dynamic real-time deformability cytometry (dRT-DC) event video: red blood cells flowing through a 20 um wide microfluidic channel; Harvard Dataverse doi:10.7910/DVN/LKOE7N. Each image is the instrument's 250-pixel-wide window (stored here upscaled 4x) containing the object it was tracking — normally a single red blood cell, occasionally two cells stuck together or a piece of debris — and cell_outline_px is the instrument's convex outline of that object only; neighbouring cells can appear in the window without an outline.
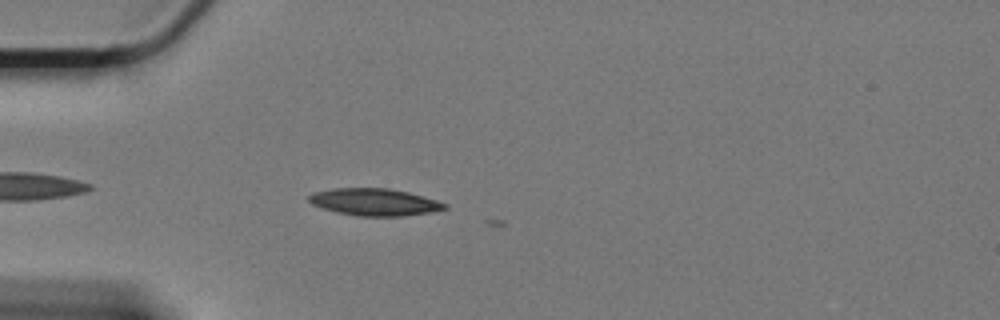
{"species": "Egyptian fruit bat (a non-hibernating species)", "species_latin": "Rousettus aegyptiacus", "temperature_condition": "cold", "stored_images_in_passage": 3, "camera_frame_rate_fps": 3000, "um_per_image_px": 0.085, "animal": {"sex": "female"}, "frame": {"image": 1, "passage_image": 1, "time_ms": 0.0, "image_size_px": [1000, 320], "cell_outline_px": [[448, 208], [432, 212], [404, 216], [356, 216], [336, 212], [312, 204], [308, 200], [308, 196], [312, 192], [332, 188], [388, 188], [408, 192], [436, 200], [448, 204]], "centroid_in_image_um": [31.83, 17.17], "position_along_channel_um": 53.2, "area_um2": 21.56}}